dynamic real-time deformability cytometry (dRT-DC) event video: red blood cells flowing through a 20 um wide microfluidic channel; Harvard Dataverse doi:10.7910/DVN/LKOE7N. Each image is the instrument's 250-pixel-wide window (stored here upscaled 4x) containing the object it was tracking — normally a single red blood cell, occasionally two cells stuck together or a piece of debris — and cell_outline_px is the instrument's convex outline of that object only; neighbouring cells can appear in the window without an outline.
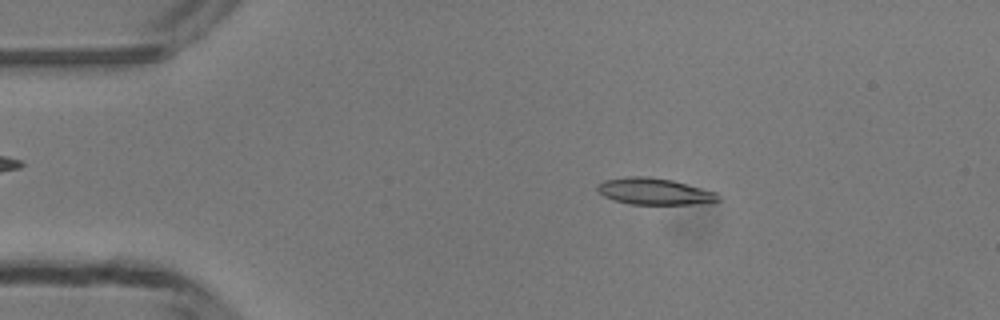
{"species": "common noctule bat (a hibernating species)", "species_latin": "Nyctalus noctula", "temperature_condition": "room temperature", "stored_images_in_passage": 48, "camera_frame_rate_fps": 3000, "um_per_image_px": 0.085, "animal": {"sex": "male", "body_mass_g": 13.3}, "frame": {"image": 1, "passage_image": 8, "time_ms": 2.333, "image_size_px": [1000, 320], "cell_outline_px": [[720, 200], [712, 204], [632, 204], [616, 200], [604, 196], [596, 188], [604, 180], [628, 176], [648, 176], [672, 180], [716, 192], [720, 196]], "centroid_in_image_um": [55.7, 16.27], "position_along_channel_um": 29.3, "area_um2": 18.67}}
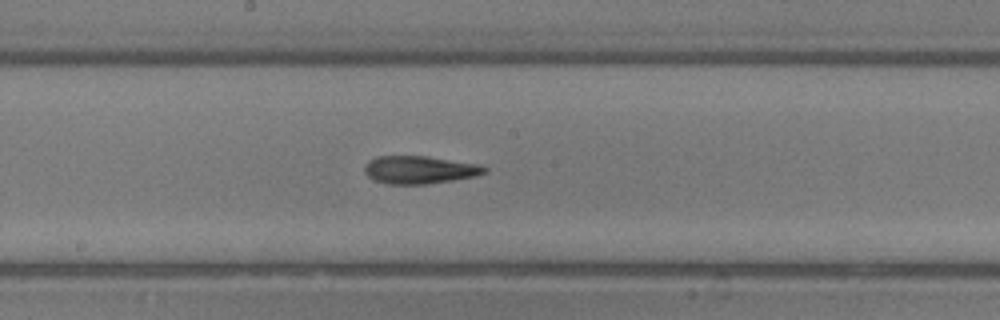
{"frame": {"image": 2, "passage_image": 25, "time_ms": 8.0, "image_size_px": [1000, 320], "cell_outline_px": [[488, 172], [476, 176], [428, 184], [388, 184], [376, 180], [368, 176], [364, 172], [364, 164], [368, 160], [376, 156], [428, 156], [480, 164], [488, 168]], "centroid_in_image_um": [35.67, 14.42], "position_along_channel_um": 212.5, "area_um2": 19.65}}
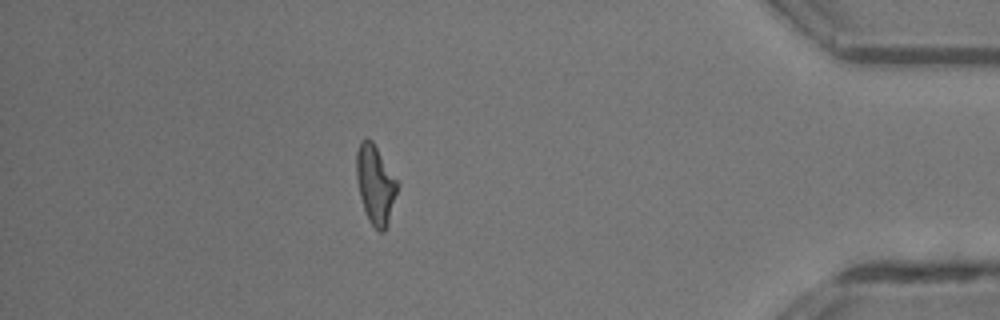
{"frame": {"image": 3, "passage_image": 42, "time_ms": 13.667, "image_size_px": [1000, 320], "cell_outline_px": [[400, 184], [388, 224], [384, 232], [380, 232], [368, 220], [360, 196], [356, 176], [356, 152], [360, 140], [364, 136], [368, 136], [372, 140]], "centroid_in_image_um": [31.91, 15.64], "position_along_channel_um": 403.3, "area_um2": 19.07}, "authors_computed_cell_mechanics": {"area_um2": 18.785, "velocity_mm_per_s": 4.1931, "shape_relaxation_time_tau1_ms": 7.7159, "shape_relaxation_time_tau2_ms": 3.8193, "deformation_change_tau1": 0.2378, "deformation_change_tau2": 0.1383}}